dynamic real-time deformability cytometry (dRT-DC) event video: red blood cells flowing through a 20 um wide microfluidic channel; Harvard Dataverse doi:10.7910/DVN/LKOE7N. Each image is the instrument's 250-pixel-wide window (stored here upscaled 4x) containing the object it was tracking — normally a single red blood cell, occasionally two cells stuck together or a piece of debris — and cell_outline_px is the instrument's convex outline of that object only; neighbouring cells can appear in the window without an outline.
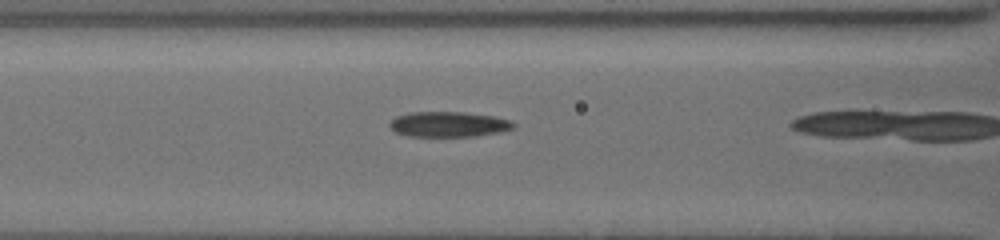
{"species": "common noctule bat (a hibernating species)", "species_latin": "Nyctalus noctula", "temperature_condition": "cold", "stored_images_in_passage": 31, "camera_frame_rate_fps": 3000, "um_per_image_px": 0.085, "animal": {"sex": "female", "body_mass_g": 19.5, "forearm_length_mm": 54.1}, "frame": {"image": 1, "passage_image": 30, "time_ms": 6.667, "image_size_px": [1000, 240], "cell_outline_px": [[516, 124], [512, 128], [500, 132], [476, 136], [408, 136], [396, 132], [388, 124], [396, 116], [408, 112], [464, 112], [492, 116], [512, 120]], "centroid_in_image_um": [38.14, 10.56], "position_along_channel_um": 128.5, "area_um2": 18.21}}